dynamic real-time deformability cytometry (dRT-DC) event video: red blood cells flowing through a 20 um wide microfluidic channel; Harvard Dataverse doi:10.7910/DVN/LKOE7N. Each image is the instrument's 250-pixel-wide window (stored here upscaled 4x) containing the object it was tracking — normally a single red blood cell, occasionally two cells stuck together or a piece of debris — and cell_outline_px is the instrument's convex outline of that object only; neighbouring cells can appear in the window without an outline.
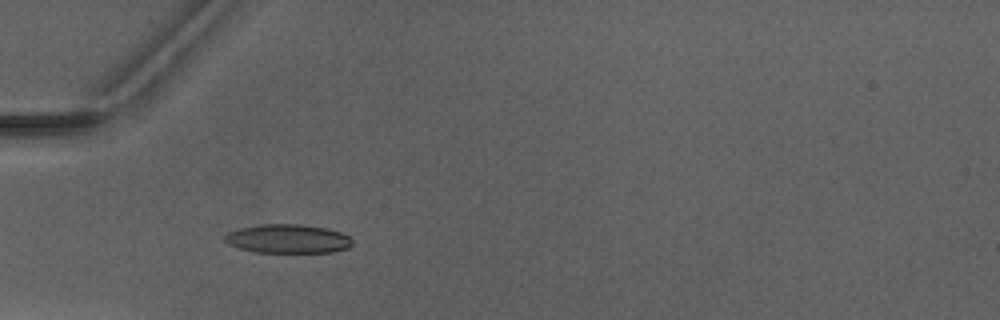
{"species": "Egyptian fruit bat (a non-hibernating species)", "species_latin": "Rousettus aegyptiacus", "temperature_condition": "warm", "stored_images_in_passage": 3, "camera_frame_rate_fps": 3000, "um_per_image_px": 0.085, "animal": {"sex": "male"}, "frame": {"image": 1, "passage_image": 3, "time_ms": 4.0, "image_size_px": [1000, 320], "cell_outline_px": [[352, 244], [348, 248], [332, 252], [256, 252], [240, 248], [228, 244], [224, 240], [224, 236], [228, 232], [240, 228], [260, 224], [300, 224], [324, 228], [340, 232], [348, 236], [352, 240]], "centroid_in_image_um": [24.45, 20.29], "position_along_channel_um": 60.5, "area_um2": 21.33}}